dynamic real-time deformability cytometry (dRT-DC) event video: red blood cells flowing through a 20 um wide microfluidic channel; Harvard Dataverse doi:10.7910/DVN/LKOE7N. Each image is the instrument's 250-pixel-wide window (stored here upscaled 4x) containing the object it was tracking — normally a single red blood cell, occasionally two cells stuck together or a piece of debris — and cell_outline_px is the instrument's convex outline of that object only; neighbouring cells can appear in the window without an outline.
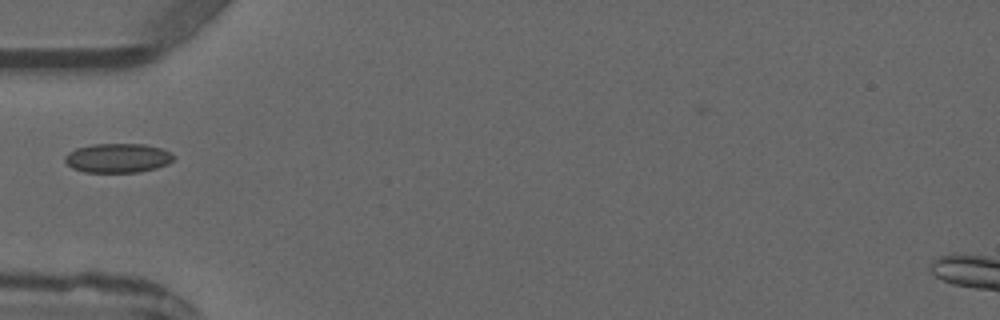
{"species": "common noctule bat (a hibernating species)", "species_latin": "Nyctalus noctula", "temperature_condition": "warm", "stored_images_in_passage": 3, "camera_frame_rate_fps": 3000, "um_per_image_px": 0.085, "animal": {"sex": "male", "forearm_length_mm": 52.5}, "frame": {"image": 1, "passage_image": 3, "time_ms": 2.333, "image_size_px": [1000, 320], "cell_outline_px": [[176, 156], [168, 164], [156, 168], [140, 172], [84, 172], [72, 168], [64, 160], [64, 156], [68, 152], [76, 148], [92, 144], [144, 144], [160, 148], [172, 152]], "centroid_in_image_um": [10.02, 13.43], "position_along_channel_um": 75.0, "area_um2": 18.67}}